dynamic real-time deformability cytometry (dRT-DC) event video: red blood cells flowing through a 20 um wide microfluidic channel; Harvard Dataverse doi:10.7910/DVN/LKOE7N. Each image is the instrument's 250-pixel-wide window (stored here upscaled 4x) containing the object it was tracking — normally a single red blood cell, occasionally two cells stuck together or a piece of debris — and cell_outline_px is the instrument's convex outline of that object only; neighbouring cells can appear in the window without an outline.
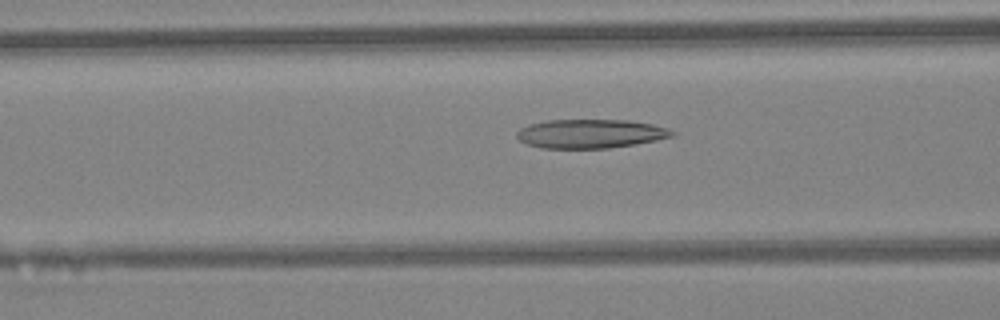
{"species": "Egyptian fruit bat (a non-hibernating species)", "species_latin": "Rousettus aegyptiacus", "temperature_condition": "warm", "stored_images_in_passage": 32, "camera_frame_rate_fps": 3000, "um_per_image_px": 0.085, "animal": {"sex": "female"}, "frame": {"image": 1, "passage_image": 13, "time_ms": 4.0, "image_size_px": [1000, 320], "cell_outline_px": [[676, 136], [656, 140], [608, 148], [540, 148], [528, 144], [520, 140], [516, 136], [516, 132], [520, 128], [528, 124], [544, 120], [628, 120], [652, 124], [668, 128], [676, 132]], "centroid_in_image_um": [50.18, 11.36], "position_along_channel_um": 116.4, "area_um2": 26.24}}
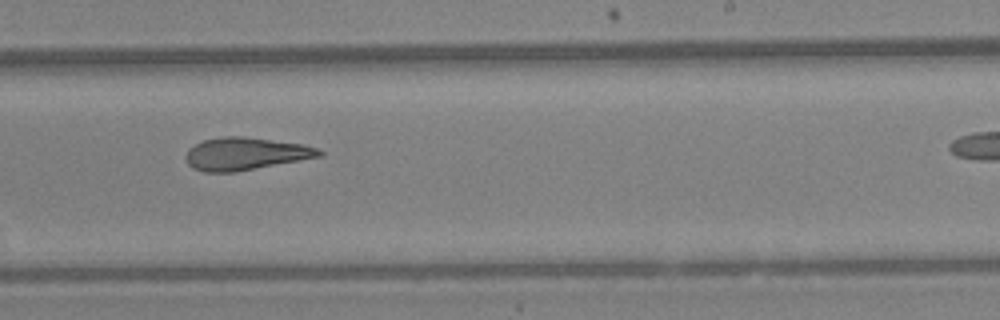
{"frame": {"image": 2, "passage_image": 23, "time_ms": 7.333, "image_size_px": [1000, 320], "cell_outline_px": [[324, 152], [320, 156], [236, 172], [204, 172], [192, 168], [188, 164], [184, 156], [188, 148], [204, 140], [224, 136], [244, 136], [304, 144], [316, 148]], "centroid_in_image_um": [20.81, 13.07], "position_along_channel_um": 268.2, "area_um2": 25.26}}
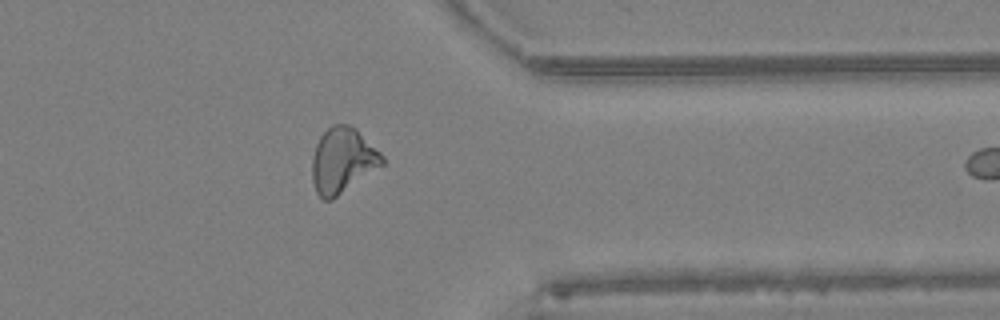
{"frame": {"image": 3, "passage_image": 31, "time_ms": 10.0, "image_size_px": [1000, 320], "cell_outline_px": [[384, 164], [332, 200], [324, 200], [316, 192], [312, 180], [312, 156], [316, 144], [320, 136], [332, 124], [348, 124], [356, 128], [384, 156]], "centroid_in_image_um": [29.11, 13.63], "position_along_channel_um": 382.3, "area_um2": 26.65}}